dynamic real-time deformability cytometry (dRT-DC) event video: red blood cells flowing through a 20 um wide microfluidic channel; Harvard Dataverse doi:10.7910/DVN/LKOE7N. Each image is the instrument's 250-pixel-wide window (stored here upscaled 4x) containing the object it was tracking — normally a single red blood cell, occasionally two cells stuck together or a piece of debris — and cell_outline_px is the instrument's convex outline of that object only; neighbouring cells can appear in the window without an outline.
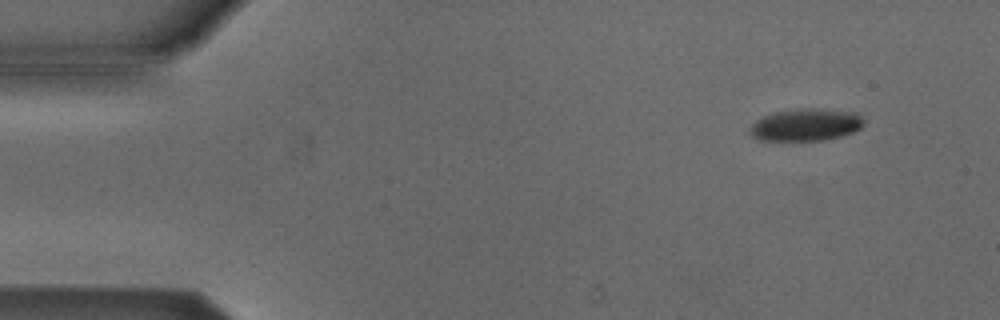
{"species": "Egyptian fruit bat (a non-hibernating species)", "species_latin": "Rousettus aegyptiacus", "temperature_condition": "cold", "stored_images_in_passage": 5, "camera_frame_rate_fps": 3000, "um_per_image_px": 0.085, "animal": {"sex": "male"}, "frame": {"image": 1, "passage_image": 1, "time_ms": 0.0, "image_size_px": [1000, 320], "cell_outline_px": [[864, 124], [860, 128], [852, 132], [840, 136], [824, 140], [760, 140], [752, 136], [748, 132], [752, 124], [756, 120], [764, 116], [776, 112], [804, 108], [812, 108], [856, 112], [864, 120]], "centroid_in_image_um": [68.49, 10.61], "position_along_channel_um": 16.5, "area_um2": 21.21}}
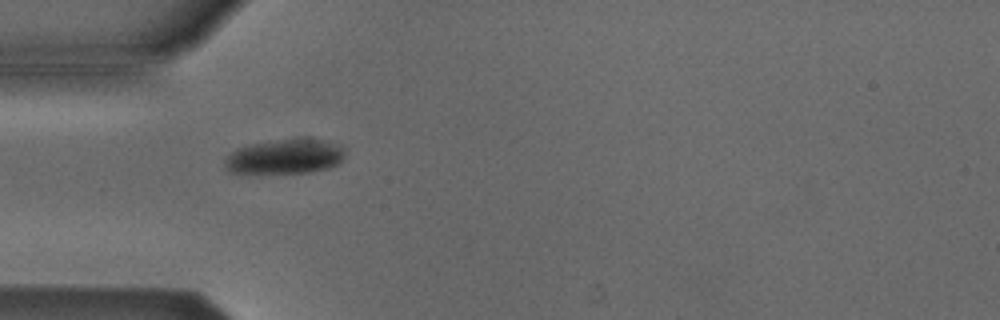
{"frame": {"image": 2, "passage_image": 4, "time_ms": 3.667, "image_size_px": [1000, 320], "cell_outline_px": [[344, 156], [340, 164], [332, 168], [308, 172], [260, 176], [228, 172], [224, 168], [224, 156], [236, 148], [268, 140], [328, 140], [340, 144], [344, 148]], "centroid_in_image_um": [24.15, 13.37], "position_along_channel_um": 60.9, "area_um2": 25.49}}